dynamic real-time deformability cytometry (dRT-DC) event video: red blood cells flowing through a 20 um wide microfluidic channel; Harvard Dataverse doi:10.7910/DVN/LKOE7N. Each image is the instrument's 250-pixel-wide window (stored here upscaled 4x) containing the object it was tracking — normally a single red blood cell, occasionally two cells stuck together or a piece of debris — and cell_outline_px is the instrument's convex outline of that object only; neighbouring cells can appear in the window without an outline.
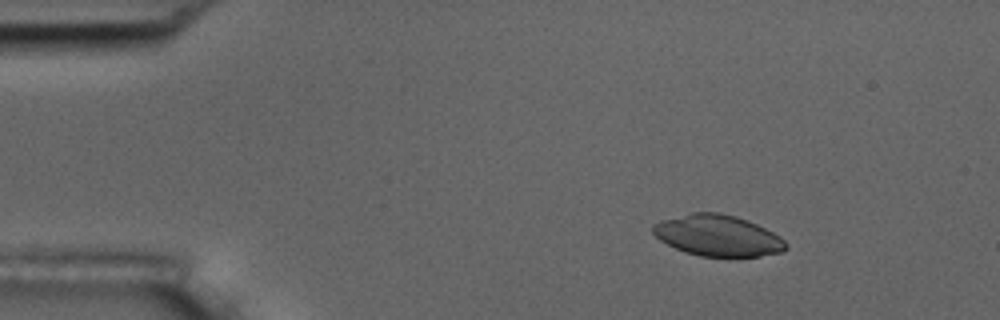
{"species": "common noctule bat (a hibernating species)", "species_latin": "Nyctalus noctula", "temperature_condition": "room temperature", "stored_images_in_passage": 5, "camera_frame_rate_fps": 3000, "um_per_image_px": 0.085, "animal": {"sex": "male", "body_mass_g": 17.5, "forearm_length_mm": 52.3}, "frame": {"image": 1, "passage_image": 2, "time_ms": 1.333, "image_size_px": [1000, 320], "cell_outline_px": [[788, 248], [780, 252], [760, 256], [700, 256], [684, 252], [660, 240], [652, 232], [652, 224], [660, 220], [692, 212], [720, 212], [736, 216], [748, 220], [780, 236], [788, 244]], "centroid_in_image_um": [60.99, 20.01], "position_along_channel_um": 24.0, "area_um2": 31.91}}